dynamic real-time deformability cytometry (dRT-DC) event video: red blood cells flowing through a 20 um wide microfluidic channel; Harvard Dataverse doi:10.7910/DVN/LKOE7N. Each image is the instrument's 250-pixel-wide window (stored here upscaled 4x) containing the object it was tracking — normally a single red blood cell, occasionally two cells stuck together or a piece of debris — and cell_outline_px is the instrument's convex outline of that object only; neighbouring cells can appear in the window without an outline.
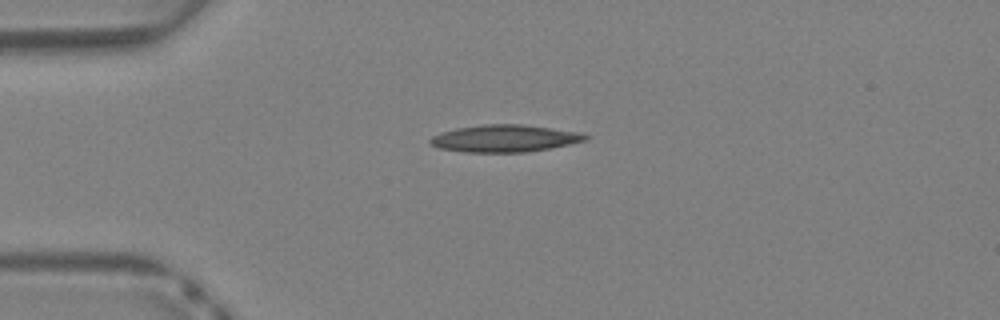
{"species": "Egyptian fruit bat (a non-hibernating species)", "species_latin": "Rousettus aegyptiacus", "temperature_condition": "warm", "stored_images_in_passage": 31, "camera_frame_rate_fps": 3000, "um_per_image_px": 0.085, "animal": {"sex": "female"}, "frame": {"image": 1, "passage_image": 1, "time_ms": 0.0, "image_size_px": [1000, 320], "cell_outline_px": [[592, 136], [588, 140], [548, 148], [524, 152], [464, 152], [440, 148], [432, 144], [428, 140], [432, 136], [440, 132], [456, 128], [484, 124], [524, 124], [580, 132]], "centroid_in_image_um": [42.91, 11.75], "position_along_channel_um": 42.1, "area_um2": 24.57}}
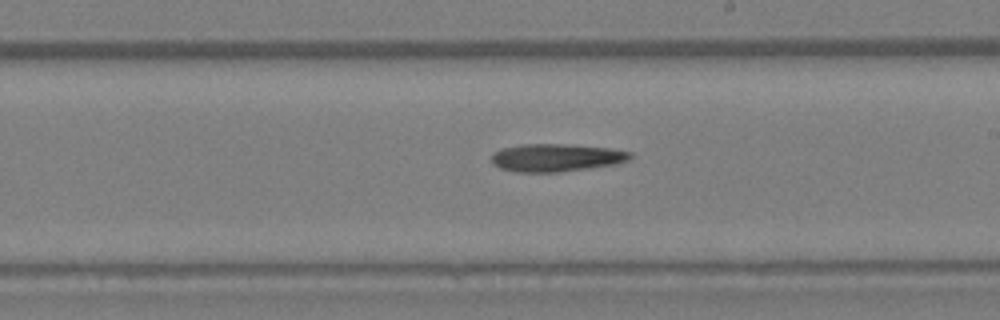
{"frame": {"image": 2, "passage_image": 14, "time_ms": 4.333, "image_size_px": [1000, 320], "cell_outline_px": [[632, 156], [628, 160], [616, 164], [560, 172], [516, 172], [500, 168], [492, 164], [492, 152], [500, 148], [520, 144], [564, 144], [608, 148], [632, 152]], "centroid_in_image_um": [47.23, 13.4], "position_along_channel_um": 241.8, "area_um2": 22.54}}
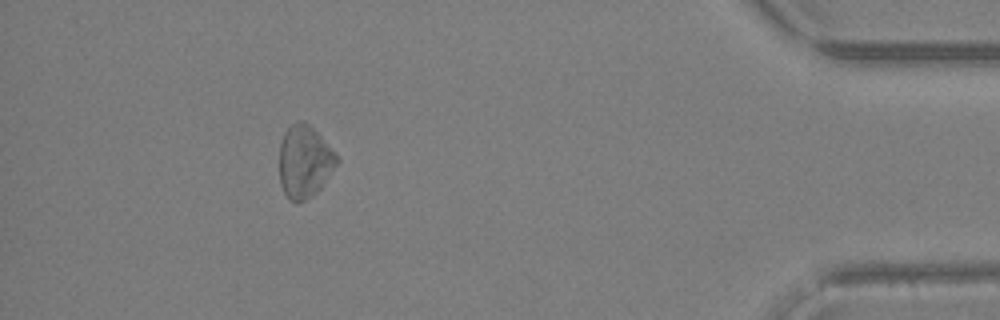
{"frame": {"image": 3, "passage_image": 27, "time_ms": 8.667, "image_size_px": [1000, 320], "cell_outline_px": [[340, 160], [320, 188], [312, 196], [296, 204], [284, 192], [280, 184], [280, 144], [284, 132], [292, 124], [300, 120], [304, 120], [320, 136]], "centroid_in_image_um": [25.87, 13.74], "position_along_channel_um": 409.3, "area_um2": 23.87}}